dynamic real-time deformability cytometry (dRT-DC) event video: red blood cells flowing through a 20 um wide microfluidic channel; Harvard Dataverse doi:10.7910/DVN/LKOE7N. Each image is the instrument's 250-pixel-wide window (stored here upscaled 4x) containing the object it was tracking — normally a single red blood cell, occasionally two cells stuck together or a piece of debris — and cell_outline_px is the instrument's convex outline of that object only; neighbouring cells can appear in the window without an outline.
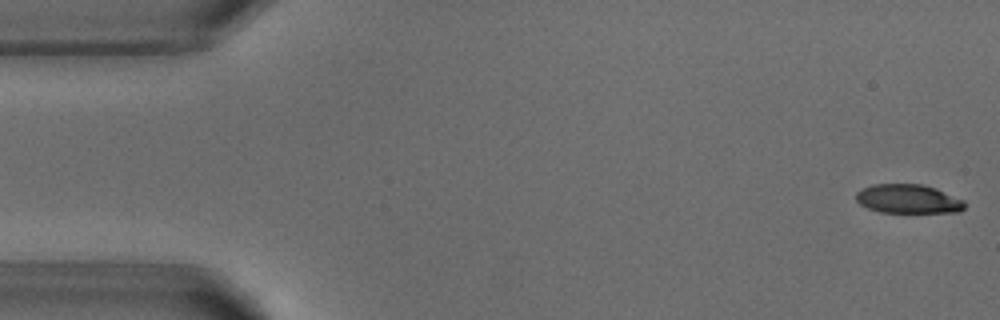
{"species": "common noctule bat (a hibernating species)", "species_latin": "Nyctalus noctula", "temperature_condition": "warm", "stored_images_in_passage": 52, "camera_frame_rate_fps": 3000, "um_per_image_px": 0.085, "animal": {"sex": "male", "body_mass_g": 18.8}, "frame": {"image": 1, "passage_image": 1, "time_ms": 0.0, "image_size_px": [1000, 320], "cell_outline_px": [[964, 208], [960, 212], [880, 212], [868, 208], [860, 204], [856, 200], [856, 192], [872, 184], [924, 184], [936, 188], [964, 200]], "centroid_in_image_um": [77.2, 16.9], "position_along_channel_um": 7.8, "area_um2": 18.32}}
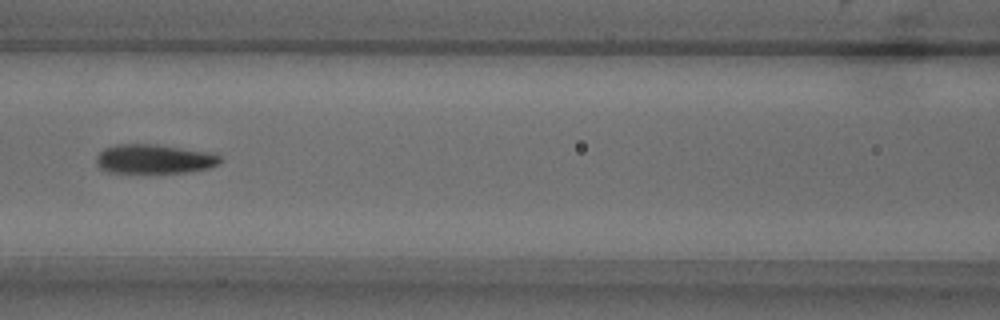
{"frame": {"image": 2, "passage_image": 22, "time_ms": 7.0, "image_size_px": [1000, 320], "cell_outline_px": [[224, 160], [220, 164], [208, 168], [188, 172], [108, 172], [100, 168], [96, 164], [96, 156], [104, 148], [116, 144], [160, 144], [216, 152]], "centroid_in_image_um": [13.18, 13.49], "position_along_channel_um": 153.4, "area_um2": 21.56}}
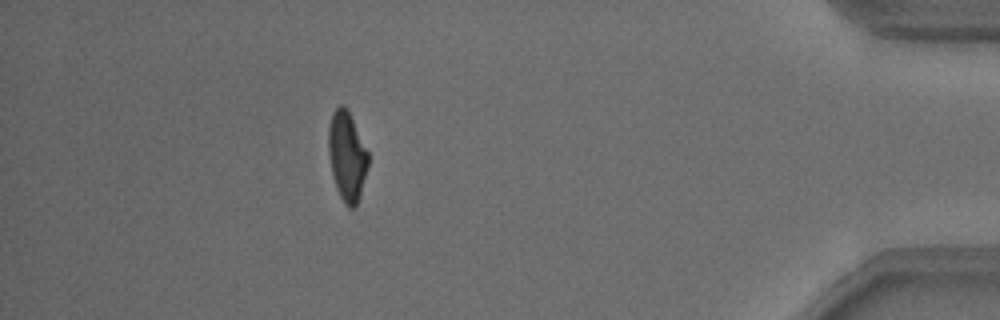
{"frame": {"image": 3, "passage_image": 46, "time_ms": 15.0, "image_size_px": [1000, 320], "cell_outline_px": [[368, 168], [360, 196], [356, 208], [348, 208], [344, 204], [336, 188], [332, 176], [328, 152], [328, 128], [332, 112], [340, 104], [344, 104], [368, 152]], "centroid_in_image_um": [29.48, 13.32], "position_along_channel_um": 405.7, "area_um2": 20.75}, "authors_computed_cell_mechanics": {"area_um2": 21.1548, "velocity_mm_per_s": 3.8304, "shape_relaxation_time_tau1_ms": 4.0336, "shape_relaxation_time_tau2_ms": 2.1424, "deformation_change_tau1": 0.1989, "deformation_change_tau2": 0.1019}}